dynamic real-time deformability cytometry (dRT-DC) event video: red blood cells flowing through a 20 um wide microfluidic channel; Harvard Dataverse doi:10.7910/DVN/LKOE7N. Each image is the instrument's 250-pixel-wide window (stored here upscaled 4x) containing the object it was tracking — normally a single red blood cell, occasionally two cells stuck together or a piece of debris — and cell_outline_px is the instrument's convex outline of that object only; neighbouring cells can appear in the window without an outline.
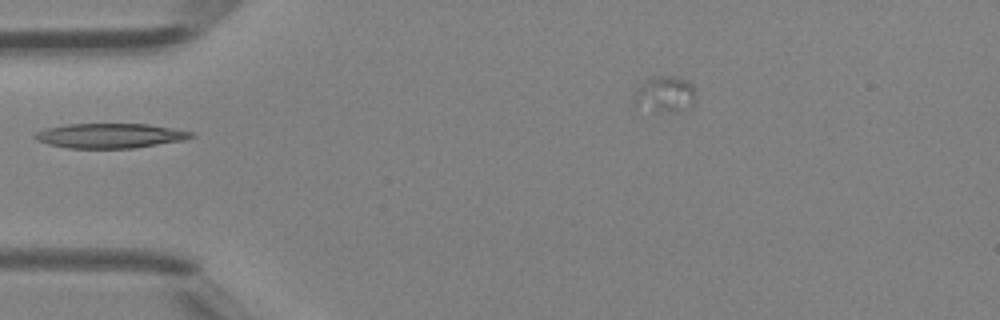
{"species": "Egyptian fruit bat (a non-hibernating species)", "species_latin": "Rousettus aegyptiacus", "temperature_condition": "room temperature", "stored_images_in_passage": 4, "camera_frame_rate_fps": 3000, "um_per_image_px": 0.085, "animal": {"sex": "female"}, "frame": {"image": 1, "passage_image": 4, "time_ms": 1.0, "image_size_px": [1000, 320], "cell_outline_px": [[196, 136], [184, 140], [132, 148], [68, 148], [48, 144], [36, 140], [32, 136], [36, 132], [44, 128], [64, 124], [148, 124], [196, 132]], "centroid_in_image_um": [9.35, 11.53], "position_along_channel_um": 75.7, "area_um2": 22.66}}